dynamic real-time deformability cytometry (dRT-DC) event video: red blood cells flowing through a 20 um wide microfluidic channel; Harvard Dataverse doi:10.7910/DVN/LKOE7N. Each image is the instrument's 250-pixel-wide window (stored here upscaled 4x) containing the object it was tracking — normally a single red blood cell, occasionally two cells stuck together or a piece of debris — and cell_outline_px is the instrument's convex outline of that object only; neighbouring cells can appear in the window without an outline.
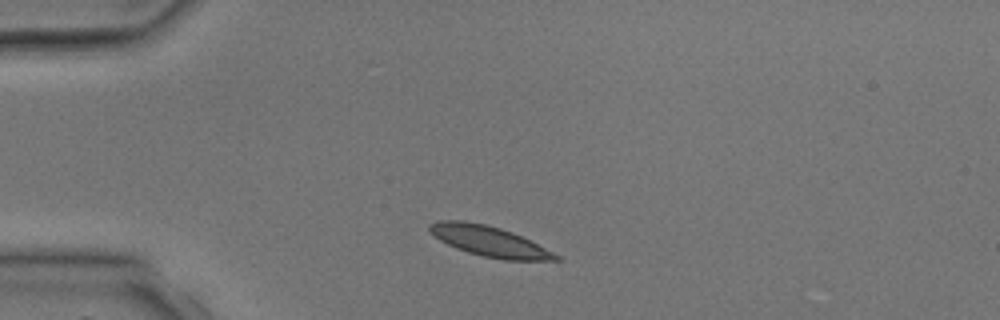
{"species": "common noctule bat (a hibernating species)", "species_latin": "Nyctalus noctula", "temperature_condition": "room temperature", "stored_images_in_passage": 4, "segment_of_instrument_passage": [2, 2], "camera_frame_rate_fps": 3000, "um_per_image_px": 0.085, "animal": {"sex": "male", "body_mass_g": 17.9, "forearm_length_mm": 54.2}, "frame": {"image": 1, "passage_image": 4, "time_ms": 4.667, "image_size_px": [1000, 320], "cell_outline_px": [[560, 260], [504, 260], [484, 256], [468, 252], [456, 248], [440, 240], [428, 228], [428, 224], [440, 220], [464, 220], [484, 224], [500, 228], [512, 232], [560, 256]], "centroid_in_image_um": [41.55, 20.49], "position_along_channel_um": 43.4, "area_um2": 21.85}}